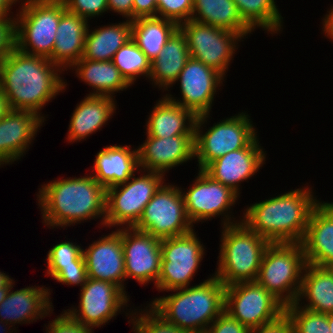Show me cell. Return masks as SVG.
I'll return each instance as SVG.
<instances>
[{
  "instance_id": "1",
  "label": "cell",
  "mask_w": 333,
  "mask_h": 333,
  "mask_svg": "<svg viewBox=\"0 0 333 333\" xmlns=\"http://www.w3.org/2000/svg\"><path fill=\"white\" fill-rule=\"evenodd\" d=\"M62 72L48 58L17 49L0 64V87L11 110L30 111L46 121L43 107L68 85L60 76Z\"/></svg>"
},
{
  "instance_id": "2",
  "label": "cell",
  "mask_w": 333,
  "mask_h": 333,
  "mask_svg": "<svg viewBox=\"0 0 333 333\" xmlns=\"http://www.w3.org/2000/svg\"><path fill=\"white\" fill-rule=\"evenodd\" d=\"M86 175L40 185L36 200L46 227L65 228L98 218V225L105 227L106 189L91 174Z\"/></svg>"
},
{
  "instance_id": "3",
  "label": "cell",
  "mask_w": 333,
  "mask_h": 333,
  "mask_svg": "<svg viewBox=\"0 0 333 333\" xmlns=\"http://www.w3.org/2000/svg\"><path fill=\"white\" fill-rule=\"evenodd\" d=\"M312 187L287 191L247 206L242 221L270 243H301L313 208L320 202Z\"/></svg>"
},
{
  "instance_id": "4",
  "label": "cell",
  "mask_w": 333,
  "mask_h": 333,
  "mask_svg": "<svg viewBox=\"0 0 333 333\" xmlns=\"http://www.w3.org/2000/svg\"><path fill=\"white\" fill-rule=\"evenodd\" d=\"M225 285L214 275L199 284L171 290L148 305L166 322L188 333L205 331L224 311ZM176 292V293H173Z\"/></svg>"
},
{
  "instance_id": "5",
  "label": "cell",
  "mask_w": 333,
  "mask_h": 333,
  "mask_svg": "<svg viewBox=\"0 0 333 333\" xmlns=\"http://www.w3.org/2000/svg\"><path fill=\"white\" fill-rule=\"evenodd\" d=\"M217 268L214 275L225 285L256 281L270 242L243 221L222 226Z\"/></svg>"
},
{
  "instance_id": "6",
  "label": "cell",
  "mask_w": 333,
  "mask_h": 333,
  "mask_svg": "<svg viewBox=\"0 0 333 333\" xmlns=\"http://www.w3.org/2000/svg\"><path fill=\"white\" fill-rule=\"evenodd\" d=\"M210 117V114L201 115L195 121V159L198 169L202 170L225 154L247 147L258 135L248 112L223 118L208 129L205 128V132L203 127H206Z\"/></svg>"
},
{
  "instance_id": "7",
  "label": "cell",
  "mask_w": 333,
  "mask_h": 333,
  "mask_svg": "<svg viewBox=\"0 0 333 333\" xmlns=\"http://www.w3.org/2000/svg\"><path fill=\"white\" fill-rule=\"evenodd\" d=\"M16 12L17 49L28 55L42 56L53 63V46L61 15L62 0H24Z\"/></svg>"
},
{
  "instance_id": "8",
  "label": "cell",
  "mask_w": 333,
  "mask_h": 333,
  "mask_svg": "<svg viewBox=\"0 0 333 333\" xmlns=\"http://www.w3.org/2000/svg\"><path fill=\"white\" fill-rule=\"evenodd\" d=\"M307 262L301 243H270L256 282L285 306L296 302Z\"/></svg>"
},
{
  "instance_id": "9",
  "label": "cell",
  "mask_w": 333,
  "mask_h": 333,
  "mask_svg": "<svg viewBox=\"0 0 333 333\" xmlns=\"http://www.w3.org/2000/svg\"><path fill=\"white\" fill-rule=\"evenodd\" d=\"M139 174L138 177L134 174L127 182L106 189V228H133L147 203L165 183L167 176L142 169Z\"/></svg>"
},
{
  "instance_id": "10",
  "label": "cell",
  "mask_w": 333,
  "mask_h": 333,
  "mask_svg": "<svg viewBox=\"0 0 333 333\" xmlns=\"http://www.w3.org/2000/svg\"><path fill=\"white\" fill-rule=\"evenodd\" d=\"M193 229L191 232L161 239V266L156 288L160 292L186 288L201 266L205 246Z\"/></svg>"
},
{
  "instance_id": "11",
  "label": "cell",
  "mask_w": 333,
  "mask_h": 333,
  "mask_svg": "<svg viewBox=\"0 0 333 333\" xmlns=\"http://www.w3.org/2000/svg\"><path fill=\"white\" fill-rule=\"evenodd\" d=\"M197 174L189 189L186 188L185 191V188L180 187L186 215L192 225L208 221V219L212 220L217 216H223L221 227L242 221V217H239L240 220H236L232 213L240 196L230 187L214 180L204 170L198 169Z\"/></svg>"
},
{
  "instance_id": "12",
  "label": "cell",
  "mask_w": 333,
  "mask_h": 333,
  "mask_svg": "<svg viewBox=\"0 0 333 333\" xmlns=\"http://www.w3.org/2000/svg\"><path fill=\"white\" fill-rule=\"evenodd\" d=\"M133 228L159 239L191 232L194 226L186 215L180 187L164 183L147 203Z\"/></svg>"
},
{
  "instance_id": "13",
  "label": "cell",
  "mask_w": 333,
  "mask_h": 333,
  "mask_svg": "<svg viewBox=\"0 0 333 333\" xmlns=\"http://www.w3.org/2000/svg\"><path fill=\"white\" fill-rule=\"evenodd\" d=\"M179 28L186 37L190 56L226 77L238 44L244 38L239 33L192 19L181 23Z\"/></svg>"
},
{
  "instance_id": "14",
  "label": "cell",
  "mask_w": 333,
  "mask_h": 333,
  "mask_svg": "<svg viewBox=\"0 0 333 333\" xmlns=\"http://www.w3.org/2000/svg\"><path fill=\"white\" fill-rule=\"evenodd\" d=\"M224 311L249 330L278 318L285 305L256 281L225 287Z\"/></svg>"
},
{
  "instance_id": "15",
  "label": "cell",
  "mask_w": 333,
  "mask_h": 333,
  "mask_svg": "<svg viewBox=\"0 0 333 333\" xmlns=\"http://www.w3.org/2000/svg\"><path fill=\"white\" fill-rule=\"evenodd\" d=\"M127 294L114 283L88 278L80 288L79 306L64 310L84 326L99 328L129 307Z\"/></svg>"
},
{
  "instance_id": "16",
  "label": "cell",
  "mask_w": 333,
  "mask_h": 333,
  "mask_svg": "<svg viewBox=\"0 0 333 333\" xmlns=\"http://www.w3.org/2000/svg\"><path fill=\"white\" fill-rule=\"evenodd\" d=\"M226 79L222 74L190 56L176 82L182 98L166 93L171 101L190 110L196 117L210 114L214 96ZM182 99V100H180Z\"/></svg>"
},
{
  "instance_id": "17",
  "label": "cell",
  "mask_w": 333,
  "mask_h": 333,
  "mask_svg": "<svg viewBox=\"0 0 333 333\" xmlns=\"http://www.w3.org/2000/svg\"><path fill=\"white\" fill-rule=\"evenodd\" d=\"M126 280L156 287L161 266V239L134 228H121Z\"/></svg>"
},
{
  "instance_id": "18",
  "label": "cell",
  "mask_w": 333,
  "mask_h": 333,
  "mask_svg": "<svg viewBox=\"0 0 333 333\" xmlns=\"http://www.w3.org/2000/svg\"><path fill=\"white\" fill-rule=\"evenodd\" d=\"M83 256L88 278L114 283L127 294L121 228L83 248Z\"/></svg>"
},
{
  "instance_id": "19",
  "label": "cell",
  "mask_w": 333,
  "mask_h": 333,
  "mask_svg": "<svg viewBox=\"0 0 333 333\" xmlns=\"http://www.w3.org/2000/svg\"><path fill=\"white\" fill-rule=\"evenodd\" d=\"M260 145L257 136L247 147L229 152L212 161L204 171L241 196V182L248 181L265 164L266 151Z\"/></svg>"
},
{
  "instance_id": "20",
  "label": "cell",
  "mask_w": 333,
  "mask_h": 333,
  "mask_svg": "<svg viewBox=\"0 0 333 333\" xmlns=\"http://www.w3.org/2000/svg\"><path fill=\"white\" fill-rule=\"evenodd\" d=\"M137 149L140 169L163 175L172 168L195 159L194 135L168 138L146 136L145 142Z\"/></svg>"
},
{
  "instance_id": "21",
  "label": "cell",
  "mask_w": 333,
  "mask_h": 333,
  "mask_svg": "<svg viewBox=\"0 0 333 333\" xmlns=\"http://www.w3.org/2000/svg\"><path fill=\"white\" fill-rule=\"evenodd\" d=\"M43 123L37 114L22 110H11L0 120V167L23 158Z\"/></svg>"
},
{
  "instance_id": "22",
  "label": "cell",
  "mask_w": 333,
  "mask_h": 333,
  "mask_svg": "<svg viewBox=\"0 0 333 333\" xmlns=\"http://www.w3.org/2000/svg\"><path fill=\"white\" fill-rule=\"evenodd\" d=\"M14 285L10 286L7 296L0 303V320L3 323L16 329L15 324L33 323L51 316L54 307L50 288L32 285L13 291Z\"/></svg>"
},
{
  "instance_id": "23",
  "label": "cell",
  "mask_w": 333,
  "mask_h": 333,
  "mask_svg": "<svg viewBox=\"0 0 333 333\" xmlns=\"http://www.w3.org/2000/svg\"><path fill=\"white\" fill-rule=\"evenodd\" d=\"M308 264L333 266V205L320 201L312 210L301 242Z\"/></svg>"
},
{
  "instance_id": "24",
  "label": "cell",
  "mask_w": 333,
  "mask_h": 333,
  "mask_svg": "<svg viewBox=\"0 0 333 333\" xmlns=\"http://www.w3.org/2000/svg\"><path fill=\"white\" fill-rule=\"evenodd\" d=\"M128 145H109L95 155L91 172L105 189L127 182L140 170L138 149Z\"/></svg>"
},
{
  "instance_id": "25",
  "label": "cell",
  "mask_w": 333,
  "mask_h": 333,
  "mask_svg": "<svg viewBox=\"0 0 333 333\" xmlns=\"http://www.w3.org/2000/svg\"><path fill=\"white\" fill-rule=\"evenodd\" d=\"M115 98L109 96L87 95L73 110L67 142H81L108 123L117 109Z\"/></svg>"
},
{
  "instance_id": "26",
  "label": "cell",
  "mask_w": 333,
  "mask_h": 333,
  "mask_svg": "<svg viewBox=\"0 0 333 333\" xmlns=\"http://www.w3.org/2000/svg\"><path fill=\"white\" fill-rule=\"evenodd\" d=\"M146 120V136L168 138L194 135L196 116L188 109L162 95Z\"/></svg>"
},
{
  "instance_id": "27",
  "label": "cell",
  "mask_w": 333,
  "mask_h": 333,
  "mask_svg": "<svg viewBox=\"0 0 333 333\" xmlns=\"http://www.w3.org/2000/svg\"><path fill=\"white\" fill-rule=\"evenodd\" d=\"M89 23L67 10L61 15L53 46V63L64 72L83 57Z\"/></svg>"
},
{
  "instance_id": "28",
  "label": "cell",
  "mask_w": 333,
  "mask_h": 333,
  "mask_svg": "<svg viewBox=\"0 0 333 333\" xmlns=\"http://www.w3.org/2000/svg\"><path fill=\"white\" fill-rule=\"evenodd\" d=\"M190 58L187 40L178 28L168 39L156 59L151 62L149 81L159 90L170 91Z\"/></svg>"
},
{
  "instance_id": "29",
  "label": "cell",
  "mask_w": 333,
  "mask_h": 333,
  "mask_svg": "<svg viewBox=\"0 0 333 333\" xmlns=\"http://www.w3.org/2000/svg\"><path fill=\"white\" fill-rule=\"evenodd\" d=\"M295 303L299 307L309 311L323 314L332 313L333 271L330 268H323L307 263L303 271L301 287Z\"/></svg>"
},
{
  "instance_id": "30",
  "label": "cell",
  "mask_w": 333,
  "mask_h": 333,
  "mask_svg": "<svg viewBox=\"0 0 333 333\" xmlns=\"http://www.w3.org/2000/svg\"><path fill=\"white\" fill-rule=\"evenodd\" d=\"M69 69L75 71V75L92 88L87 95L109 96L115 98V94L124 91L131 85L121 75L113 61H91L80 59Z\"/></svg>"
},
{
  "instance_id": "31",
  "label": "cell",
  "mask_w": 333,
  "mask_h": 333,
  "mask_svg": "<svg viewBox=\"0 0 333 333\" xmlns=\"http://www.w3.org/2000/svg\"><path fill=\"white\" fill-rule=\"evenodd\" d=\"M88 25L84 53L81 59L91 61H111L116 51L131 39V20L117 23H110L89 29Z\"/></svg>"
},
{
  "instance_id": "32",
  "label": "cell",
  "mask_w": 333,
  "mask_h": 333,
  "mask_svg": "<svg viewBox=\"0 0 333 333\" xmlns=\"http://www.w3.org/2000/svg\"><path fill=\"white\" fill-rule=\"evenodd\" d=\"M191 19L235 33L244 39L253 30L242 20L233 0H193Z\"/></svg>"
},
{
  "instance_id": "33",
  "label": "cell",
  "mask_w": 333,
  "mask_h": 333,
  "mask_svg": "<svg viewBox=\"0 0 333 333\" xmlns=\"http://www.w3.org/2000/svg\"><path fill=\"white\" fill-rule=\"evenodd\" d=\"M131 39L152 62L168 39L179 28L174 21L162 17H141L131 21Z\"/></svg>"
},
{
  "instance_id": "34",
  "label": "cell",
  "mask_w": 333,
  "mask_h": 333,
  "mask_svg": "<svg viewBox=\"0 0 333 333\" xmlns=\"http://www.w3.org/2000/svg\"><path fill=\"white\" fill-rule=\"evenodd\" d=\"M242 20L255 32L261 28L266 33L279 34L283 17L275 0H233Z\"/></svg>"
},
{
  "instance_id": "35",
  "label": "cell",
  "mask_w": 333,
  "mask_h": 333,
  "mask_svg": "<svg viewBox=\"0 0 333 333\" xmlns=\"http://www.w3.org/2000/svg\"><path fill=\"white\" fill-rule=\"evenodd\" d=\"M112 61L131 86L139 77H150L151 61L132 39L116 51Z\"/></svg>"
},
{
  "instance_id": "36",
  "label": "cell",
  "mask_w": 333,
  "mask_h": 333,
  "mask_svg": "<svg viewBox=\"0 0 333 333\" xmlns=\"http://www.w3.org/2000/svg\"><path fill=\"white\" fill-rule=\"evenodd\" d=\"M131 309V307L128 309L130 311L126 316L130 319L128 324H132L134 333H188L166 322L149 305L144 309L134 308L132 311Z\"/></svg>"
},
{
  "instance_id": "37",
  "label": "cell",
  "mask_w": 333,
  "mask_h": 333,
  "mask_svg": "<svg viewBox=\"0 0 333 333\" xmlns=\"http://www.w3.org/2000/svg\"><path fill=\"white\" fill-rule=\"evenodd\" d=\"M80 245L65 240L50 248L46 258V276L53 277L62 267L86 264L83 256V247Z\"/></svg>"
},
{
  "instance_id": "38",
  "label": "cell",
  "mask_w": 333,
  "mask_h": 333,
  "mask_svg": "<svg viewBox=\"0 0 333 333\" xmlns=\"http://www.w3.org/2000/svg\"><path fill=\"white\" fill-rule=\"evenodd\" d=\"M293 325L294 333H330L327 314L299 307L296 303L285 306Z\"/></svg>"
},
{
  "instance_id": "39",
  "label": "cell",
  "mask_w": 333,
  "mask_h": 333,
  "mask_svg": "<svg viewBox=\"0 0 333 333\" xmlns=\"http://www.w3.org/2000/svg\"><path fill=\"white\" fill-rule=\"evenodd\" d=\"M193 0H157V16L178 25L191 19Z\"/></svg>"
},
{
  "instance_id": "40",
  "label": "cell",
  "mask_w": 333,
  "mask_h": 333,
  "mask_svg": "<svg viewBox=\"0 0 333 333\" xmlns=\"http://www.w3.org/2000/svg\"><path fill=\"white\" fill-rule=\"evenodd\" d=\"M17 50V21L15 16L0 14V64Z\"/></svg>"
},
{
  "instance_id": "41",
  "label": "cell",
  "mask_w": 333,
  "mask_h": 333,
  "mask_svg": "<svg viewBox=\"0 0 333 333\" xmlns=\"http://www.w3.org/2000/svg\"><path fill=\"white\" fill-rule=\"evenodd\" d=\"M66 10L82 18L88 22L91 19L108 13V0H62ZM90 18V19H89Z\"/></svg>"
},
{
  "instance_id": "42",
  "label": "cell",
  "mask_w": 333,
  "mask_h": 333,
  "mask_svg": "<svg viewBox=\"0 0 333 333\" xmlns=\"http://www.w3.org/2000/svg\"><path fill=\"white\" fill-rule=\"evenodd\" d=\"M46 333H94L92 327L84 326L69 316L64 310L46 326Z\"/></svg>"
},
{
  "instance_id": "43",
  "label": "cell",
  "mask_w": 333,
  "mask_h": 333,
  "mask_svg": "<svg viewBox=\"0 0 333 333\" xmlns=\"http://www.w3.org/2000/svg\"><path fill=\"white\" fill-rule=\"evenodd\" d=\"M52 279L61 284L68 286L77 285L82 288L88 279L86 264H74V266L62 267Z\"/></svg>"
},
{
  "instance_id": "44",
  "label": "cell",
  "mask_w": 333,
  "mask_h": 333,
  "mask_svg": "<svg viewBox=\"0 0 333 333\" xmlns=\"http://www.w3.org/2000/svg\"><path fill=\"white\" fill-rule=\"evenodd\" d=\"M209 333H249V329L223 311L207 328Z\"/></svg>"
},
{
  "instance_id": "45",
  "label": "cell",
  "mask_w": 333,
  "mask_h": 333,
  "mask_svg": "<svg viewBox=\"0 0 333 333\" xmlns=\"http://www.w3.org/2000/svg\"><path fill=\"white\" fill-rule=\"evenodd\" d=\"M249 333H294L288 314L284 312L275 320L249 330Z\"/></svg>"
},
{
  "instance_id": "46",
  "label": "cell",
  "mask_w": 333,
  "mask_h": 333,
  "mask_svg": "<svg viewBox=\"0 0 333 333\" xmlns=\"http://www.w3.org/2000/svg\"><path fill=\"white\" fill-rule=\"evenodd\" d=\"M157 16V0H133V20Z\"/></svg>"
},
{
  "instance_id": "47",
  "label": "cell",
  "mask_w": 333,
  "mask_h": 333,
  "mask_svg": "<svg viewBox=\"0 0 333 333\" xmlns=\"http://www.w3.org/2000/svg\"><path fill=\"white\" fill-rule=\"evenodd\" d=\"M108 11L119 14L125 20H133V0H108Z\"/></svg>"
},
{
  "instance_id": "48",
  "label": "cell",
  "mask_w": 333,
  "mask_h": 333,
  "mask_svg": "<svg viewBox=\"0 0 333 333\" xmlns=\"http://www.w3.org/2000/svg\"><path fill=\"white\" fill-rule=\"evenodd\" d=\"M326 15L322 19V31L325 37L329 38L333 42V6L327 11Z\"/></svg>"
},
{
  "instance_id": "49",
  "label": "cell",
  "mask_w": 333,
  "mask_h": 333,
  "mask_svg": "<svg viewBox=\"0 0 333 333\" xmlns=\"http://www.w3.org/2000/svg\"><path fill=\"white\" fill-rule=\"evenodd\" d=\"M17 2L20 3L18 0H0V14L14 16L11 10L13 8L12 6L16 5Z\"/></svg>"
},
{
  "instance_id": "50",
  "label": "cell",
  "mask_w": 333,
  "mask_h": 333,
  "mask_svg": "<svg viewBox=\"0 0 333 333\" xmlns=\"http://www.w3.org/2000/svg\"><path fill=\"white\" fill-rule=\"evenodd\" d=\"M11 111L9 102L0 87V120L4 118Z\"/></svg>"
},
{
  "instance_id": "51",
  "label": "cell",
  "mask_w": 333,
  "mask_h": 333,
  "mask_svg": "<svg viewBox=\"0 0 333 333\" xmlns=\"http://www.w3.org/2000/svg\"><path fill=\"white\" fill-rule=\"evenodd\" d=\"M15 281L6 273L0 271V288L10 287Z\"/></svg>"
},
{
  "instance_id": "52",
  "label": "cell",
  "mask_w": 333,
  "mask_h": 333,
  "mask_svg": "<svg viewBox=\"0 0 333 333\" xmlns=\"http://www.w3.org/2000/svg\"><path fill=\"white\" fill-rule=\"evenodd\" d=\"M7 326V327H6ZM12 327L10 324H6V323H3L1 320H0V333H13V331L15 330L14 327ZM4 328V329H3ZM12 330V331H10ZM9 331V332H8Z\"/></svg>"
},
{
  "instance_id": "53",
  "label": "cell",
  "mask_w": 333,
  "mask_h": 333,
  "mask_svg": "<svg viewBox=\"0 0 333 333\" xmlns=\"http://www.w3.org/2000/svg\"><path fill=\"white\" fill-rule=\"evenodd\" d=\"M10 287H1L0 288V303L5 299L9 292Z\"/></svg>"
},
{
  "instance_id": "54",
  "label": "cell",
  "mask_w": 333,
  "mask_h": 333,
  "mask_svg": "<svg viewBox=\"0 0 333 333\" xmlns=\"http://www.w3.org/2000/svg\"><path fill=\"white\" fill-rule=\"evenodd\" d=\"M327 321H328L330 333H333V312L327 314Z\"/></svg>"
},
{
  "instance_id": "55",
  "label": "cell",
  "mask_w": 333,
  "mask_h": 333,
  "mask_svg": "<svg viewBox=\"0 0 333 333\" xmlns=\"http://www.w3.org/2000/svg\"><path fill=\"white\" fill-rule=\"evenodd\" d=\"M195 333H209L207 330L205 331H198V332H195Z\"/></svg>"
}]
</instances>
